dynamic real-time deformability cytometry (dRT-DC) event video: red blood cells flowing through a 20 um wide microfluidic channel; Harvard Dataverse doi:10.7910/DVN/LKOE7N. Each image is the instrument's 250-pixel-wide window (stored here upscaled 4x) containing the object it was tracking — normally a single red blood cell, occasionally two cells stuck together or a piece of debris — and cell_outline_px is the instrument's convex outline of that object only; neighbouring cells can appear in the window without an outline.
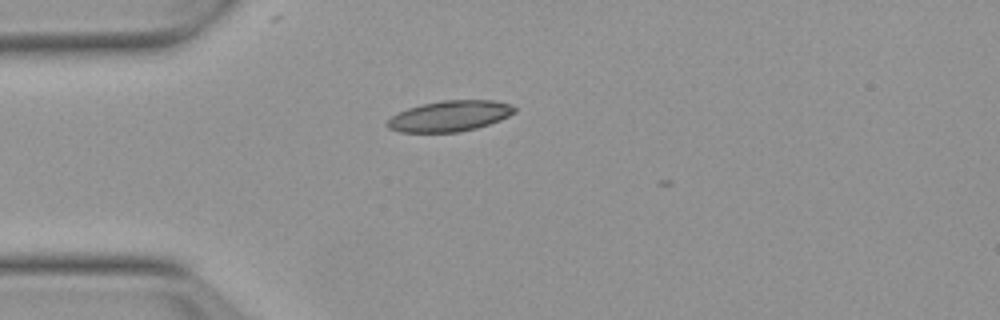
{"species": "Egyptian fruit bat (a non-hibernating species)", "species_latin": "Rousettus aegyptiacus", "temperature_condition": "warm", "stored_images_in_passage": 2, "camera_frame_rate_fps": 3000, "um_per_image_px": 0.085, "animal": {"sex": "female"}, "frame": {"image": 1, "passage_image": 1, "time_ms": 0.0, "image_size_px": [1000, 320], "cell_outline_px": [[516, 112], [500, 120], [476, 128], [460, 132], [400, 132], [388, 128], [384, 124], [392, 116], [408, 108], [440, 100], [492, 100], [512, 104], [516, 108]], "centroid_in_image_um": [38.24, 9.86], "position_along_channel_um": 46.8, "area_um2": 22.77}}